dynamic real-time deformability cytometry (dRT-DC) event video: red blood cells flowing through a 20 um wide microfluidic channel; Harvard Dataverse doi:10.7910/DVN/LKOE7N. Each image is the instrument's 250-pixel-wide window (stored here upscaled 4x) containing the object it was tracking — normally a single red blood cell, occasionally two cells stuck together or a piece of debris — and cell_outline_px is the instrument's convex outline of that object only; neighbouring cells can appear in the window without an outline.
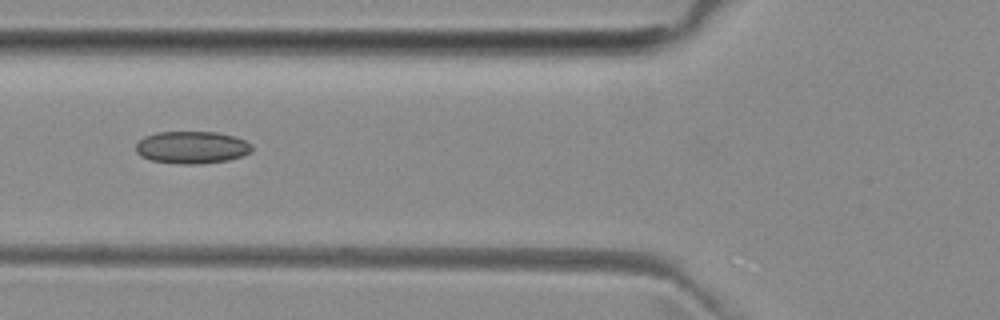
{"species": "common noctule bat (a hibernating species)", "species_latin": "Nyctalus noctula", "temperature_condition": "room temperature", "stored_images_in_passage": 4, "camera_frame_rate_fps": 3000, "um_per_image_px": 0.085, "animal": {"sex": "female", "body_mass_g": 29.2, "forearm_length_mm": 56.3}, "frame": {"image": 1, "passage_image": 4, "time_ms": 3.333, "image_size_px": [1000, 320], "cell_outline_px": [[252, 152], [228, 160], [196, 164], [180, 164], [152, 160], [140, 156], [136, 152], [136, 144], [144, 136], [156, 132], [216, 132], [232, 136], [244, 140], [252, 144]], "centroid_in_image_um": [16.29, 12.52], "position_along_channel_um": 109.5, "area_um2": 21.79}}